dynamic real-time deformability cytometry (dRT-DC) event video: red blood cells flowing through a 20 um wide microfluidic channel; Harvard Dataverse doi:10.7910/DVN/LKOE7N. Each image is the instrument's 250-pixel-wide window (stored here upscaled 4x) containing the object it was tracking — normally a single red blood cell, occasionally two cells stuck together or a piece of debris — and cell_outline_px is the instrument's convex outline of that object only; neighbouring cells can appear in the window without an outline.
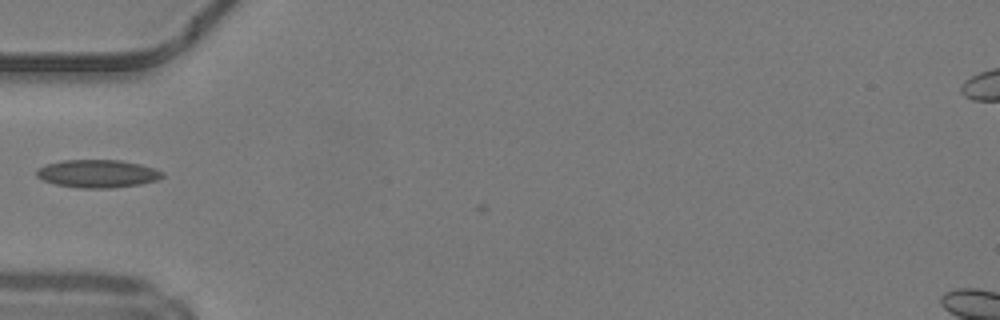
{"species": "common noctule bat (a hibernating species)", "species_latin": "Nyctalus noctula", "temperature_condition": "warm", "stored_images_in_passage": 35, "camera_frame_rate_fps": 3000, "um_per_image_px": 0.085, "animal": {"sex": "male", "body_mass_g": 19.2, "forearm_length_mm": 51.8}, "frame": {"image": 1, "passage_image": 3, "time_ms": 0.667, "image_size_px": [1000, 320], "cell_outline_px": [[164, 176], [156, 180], [140, 184], [112, 188], [80, 188], [56, 184], [44, 180], [36, 176], [36, 168], [48, 164], [64, 160], [120, 160], [140, 164], [164, 172]], "centroid_in_image_um": [8.29, 14.76], "position_along_channel_um": 76.7, "area_um2": 20.35}}
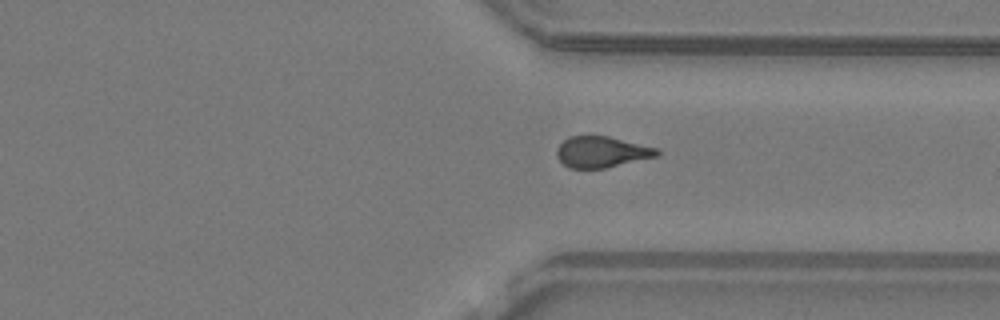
{"frame": {"image": 2, "passage_image": 23, "time_ms": 7.333, "image_size_px": [1000, 320], "cell_outline_px": [[660, 152], [656, 156], [604, 168], [568, 168], [556, 156], [556, 152], [560, 144], [568, 136], [608, 136], [656, 148]], "centroid_in_image_um": [51.09, 12.91], "position_along_channel_um": 360.3, "area_um2": 17.8}}
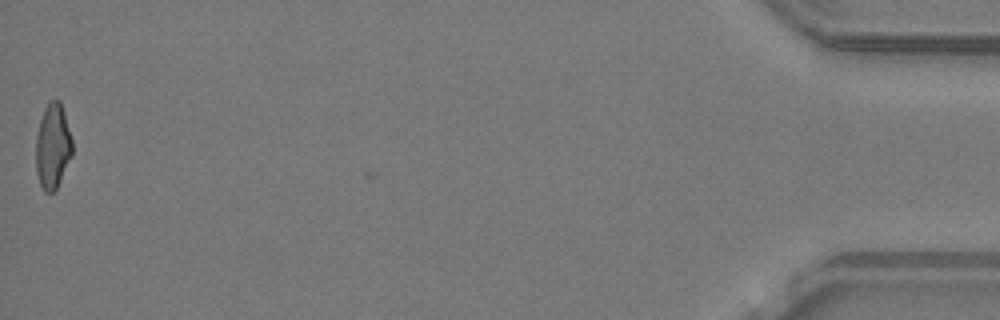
{"frame": {"image": 3, "passage_image": 35, "time_ms": 11.333, "image_size_px": [1000, 320], "cell_outline_px": [[72, 156], [56, 188], [52, 192], [44, 192], [40, 184], [36, 172], [36, 136], [40, 120], [44, 108], [48, 100], [60, 100], [64, 112], [72, 140]], "centroid_in_image_um": [4.47, 12.41], "position_along_channel_um": 430.7, "area_um2": 18.03}, "authors_computed_cell_mechanics": {"area_um2": 18.3226, "velocity_mm_per_s": 4.2481, "shape_relaxation_time_tau1_ms": null, "shape_relaxation_time_tau2_ms": 2.3924, "deformation_change_tau1": null, "deformation_change_tau2": 0.1115}}